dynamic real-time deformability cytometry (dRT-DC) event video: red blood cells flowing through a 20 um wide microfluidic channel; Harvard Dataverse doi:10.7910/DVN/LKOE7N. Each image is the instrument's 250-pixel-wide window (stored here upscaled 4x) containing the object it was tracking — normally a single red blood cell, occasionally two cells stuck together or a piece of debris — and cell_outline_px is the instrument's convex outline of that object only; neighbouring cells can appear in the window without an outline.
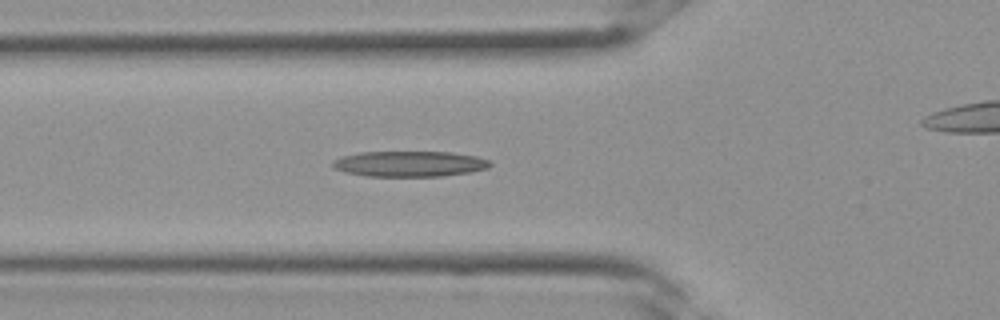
{"species": "Egyptian fruit bat (a non-hibernating species)", "species_latin": "Rousettus aegyptiacus", "temperature_condition": "room temperature", "stored_images_in_passage": 29, "camera_frame_rate_fps": 3000, "um_per_image_px": 0.085, "frame": {"image": 1, "passage_image": 7, "time_ms": 2.0, "image_size_px": [1000, 320], "cell_outline_px": [[492, 164], [488, 168], [472, 172], [440, 176], [368, 176], [344, 172], [336, 168], [332, 164], [332, 160], [340, 156], [360, 152], [452, 152], [476, 156], [492, 160]], "centroid_in_image_um": [34.84, 13.92], "position_along_channel_um": 91.0, "area_um2": 23.64}}
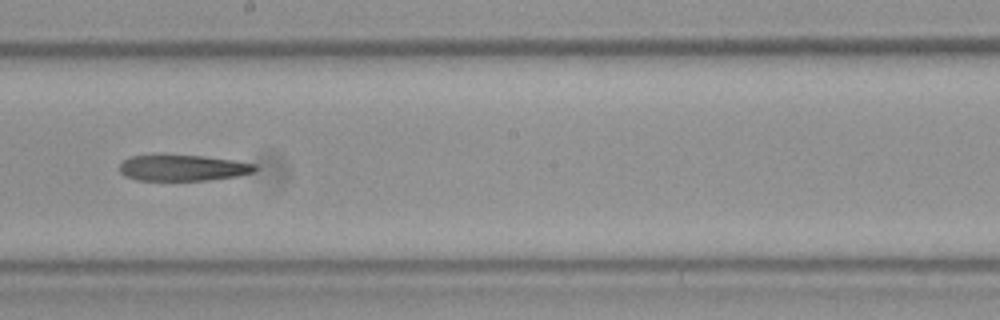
{"frame": {"image": 2, "passage_image": 14, "time_ms": 4.333, "image_size_px": [1000, 320], "cell_outline_px": [[256, 172], [240, 176], [208, 180], [136, 180], [124, 176], [120, 172], [120, 164], [124, 160], [132, 156], [204, 156], [236, 160], [256, 164]], "centroid_in_image_um": [15.61, 14.28], "position_along_channel_um": 232.6, "area_um2": 20.46}}
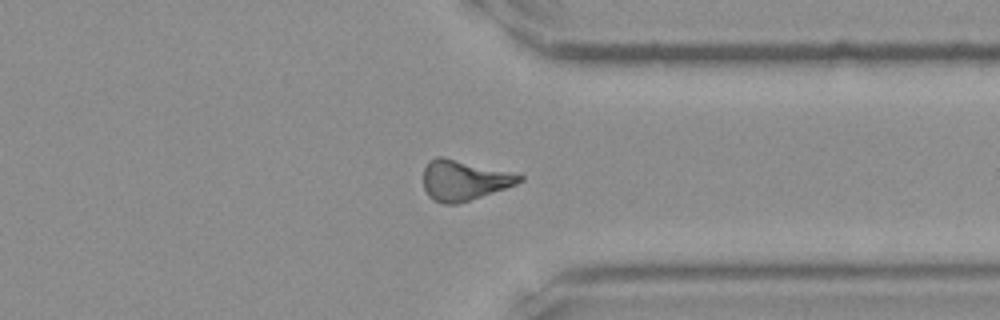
{"frame": {"image": 3, "passage_image": 21, "time_ms": 6.667, "image_size_px": [1000, 320], "cell_outline_px": [[524, 180], [516, 184], [456, 204], [444, 204], [432, 200], [428, 196], [424, 188], [424, 168], [428, 160], [436, 156], [444, 156], [520, 172], [524, 176]], "centroid_in_image_um": [39.47, 15.27], "position_along_channel_um": 371.9, "area_um2": 23.12}}